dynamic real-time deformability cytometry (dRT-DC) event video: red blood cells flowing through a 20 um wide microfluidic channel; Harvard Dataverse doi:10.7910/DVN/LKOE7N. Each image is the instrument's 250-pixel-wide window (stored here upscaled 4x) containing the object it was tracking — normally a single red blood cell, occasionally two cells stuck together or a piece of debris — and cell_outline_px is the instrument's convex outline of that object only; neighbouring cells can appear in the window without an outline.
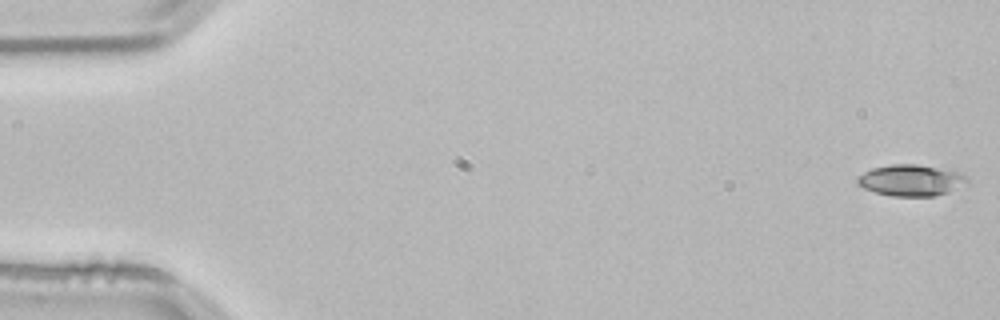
{"species": "common noctule bat (a hibernating species)", "species_latin": "Nyctalus noctula", "temperature_condition": "room temperature", "stored_images_in_passage": 54, "segment_of_instrument_passage": [1, 2], "camera_frame_rate_fps": 3000, "um_per_image_px": 0.085, "animal": {"sex": "male", "body_mass_g": 21.5, "forearm_length_mm": 52.0}, "frame": {"image": 1, "passage_image": 1, "time_ms": 0.0, "image_size_px": [1000, 320], "cell_outline_px": [[968, 184], [948, 192], [936, 196], [892, 196], [876, 192], [864, 188], [856, 184], [856, 176], [872, 168], [892, 164], [916, 164], [964, 172], [968, 176]], "centroid_in_image_um": [77.47, 15.32], "position_along_channel_um": 7.5, "area_um2": 20.35}}
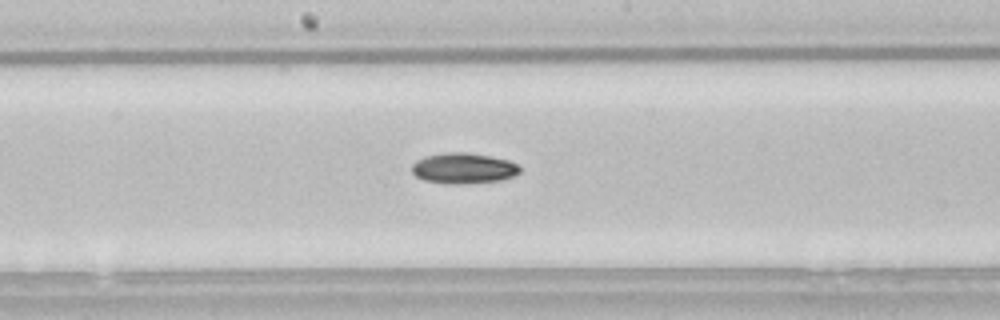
{"frame": {"image": 2, "passage_image": 28, "time_ms": 9.0, "image_size_px": [1000, 320], "cell_outline_px": [[520, 172], [516, 176], [500, 180], [460, 184], [444, 184], [424, 180], [416, 176], [412, 172], [412, 164], [416, 160], [424, 156], [452, 152], [464, 152], [488, 156], [508, 160], [516, 164], [520, 168]], "centroid_in_image_um": [39.38, 14.31], "position_along_channel_um": 208.8, "area_um2": 19.25}}
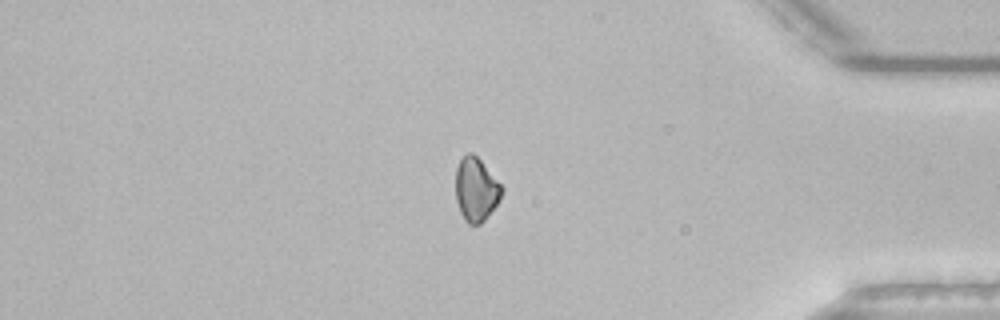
{"frame": {"image": 3, "passage_image": 45, "time_ms": 14.667, "image_size_px": [1000, 320], "cell_outline_px": [[504, 192], [496, 204], [484, 220], [480, 224], [468, 224], [464, 220], [460, 212], [456, 200], [456, 168], [460, 160], [468, 152], [472, 152], [480, 160], [504, 188]], "centroid_in_image_um": [40.45, 16.11], "position_along_channel_um": 394.7, "area_um2": 16.94}}